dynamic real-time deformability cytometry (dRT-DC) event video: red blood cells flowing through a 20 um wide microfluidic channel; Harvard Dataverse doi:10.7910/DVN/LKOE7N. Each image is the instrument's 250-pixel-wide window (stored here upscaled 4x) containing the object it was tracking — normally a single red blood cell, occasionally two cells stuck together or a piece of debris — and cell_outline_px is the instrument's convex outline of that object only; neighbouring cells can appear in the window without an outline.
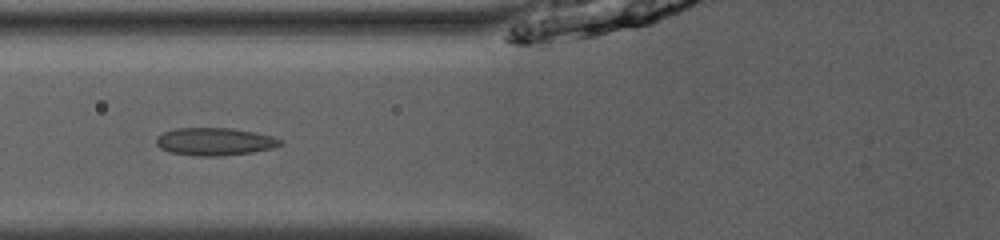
{"species": "common noctule bat (a hibernating species)", "species_latin": "Nyctalus noctula", "temperature_condition": "room temperature", "stored_images_in_passage": 35, "camera_frame_rate_fps": 3000, "um_per_image_px": 0.085, "animal": {"sex": "male", "body_mass_g": 13.0, "forearm_length_mm": 53.1}, "frame": {"image": 1, "passage_image": 5, "time_ms": 1.333, "image_size_px": [1000, 240], "cell_outline_px": [[284, 144], [272, 148], [252, 152], [220, 156], [196, 156], [172, 152], [160, 148], [156, 144], [156, 136], [164, 132], [176, 128], [232, 128], [256, 132], [272, 136], [284, 140]], "centroid_in_image_um": [18.28, 12.03], "position_along_channel_um": 107.5, "area_um2": 20.11}}
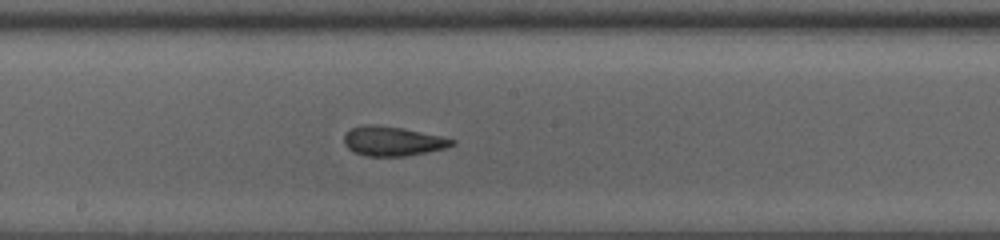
{"frame": {"image": 2, "passage_image": 13, "time_ms": 4.0, "image_size_px": [1000, 240], "cell_outline_px": [[456, 144], [444, 148], [428, 152], [404, 156], [364, 156], [352, 152], [344, 144], [344, 136], [352, 128], [364, 124], [368, 124], [404, 128], [440, 136], [456, 140]], "centroid_in_image_um": [33.36, 12.01], "position_along_channel_um": 214.8, "area_um2": 18.5}}
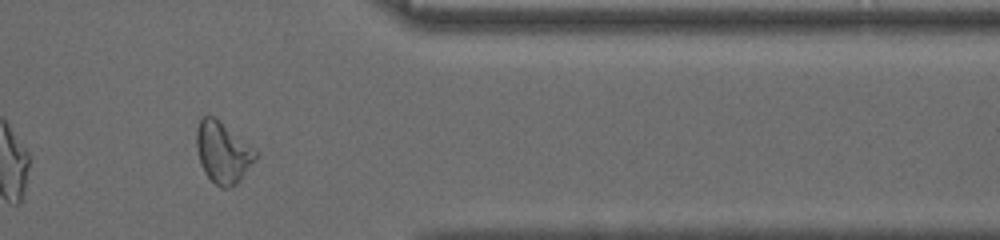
{"frame": {"image": 3, "passage_image": 27, "time_ms": 8.667, "image_size_px": [1000, 240], "cell_outline_px": [[256, 160], [240, 180], [236, 184], [228, 188], [220, 188], [204, 172], [200, 164], [196, 148], [196, 128], [200, 120], [204, 116], [212, 116], [252, 148], [256, 152]], "centroid_in_image_um": [18.9, 13.0], "position_along_channel_um": 392.5, "area_um2": 20.52}, "authors_computed_cell_mechanics": {"area_um2": 18.9584, "velocity_mm_per_s": 4.0004, "shape_relaxation_time_tau1_ms": 7.1091, "shape_relaxation_time_tau2_ms": 1.1004, "deformation_change_tau1": 0.1566, "deformation_change_tau2": 0.073}}